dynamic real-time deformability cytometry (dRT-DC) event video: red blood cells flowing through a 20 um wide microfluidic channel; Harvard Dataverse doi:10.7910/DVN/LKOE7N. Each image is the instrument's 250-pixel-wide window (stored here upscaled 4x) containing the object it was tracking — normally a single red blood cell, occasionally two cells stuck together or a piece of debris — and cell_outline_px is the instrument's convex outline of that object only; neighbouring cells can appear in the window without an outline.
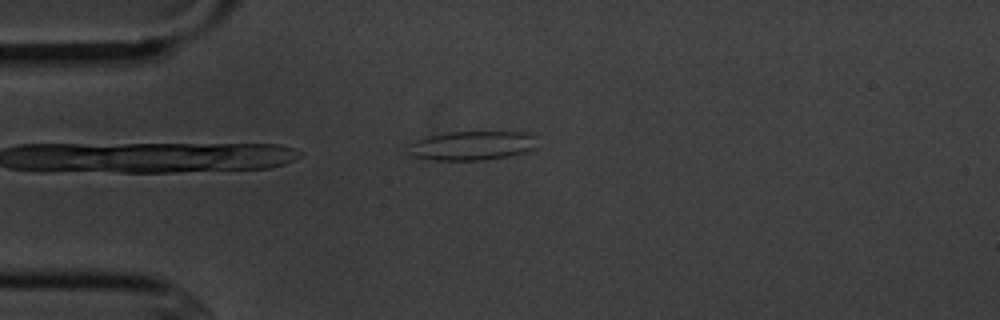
{"species": "common noctule bat (a hibernating species)", "species_latin": "Nyctalus noctula", "temperature_condition": "cold", "stored_images_in_passage": 4, "camera_frame_rate_fps": 3000, "um_per_image_px": 0.085, "animal": {"sex": "male", "body_mass_g": 20.1, "forearm_length_mm": 53.5}, "frame": {"image": 1, "passage_image": 2, "time_ms": 2.0, "image_size_px": [1000, 320], "cell_outline_px": [[536, 148], [524, 152], [508, 156], [480, 160], [436, 160], [408, 156], [408, 144], [416, 140], [428, 136], [448, 132], [528, 132], [536, 136]], "centroid_in_image_um": [40.1, 12.37], "position_along_channel_um": 44.9, "area_um2": 22.02}}
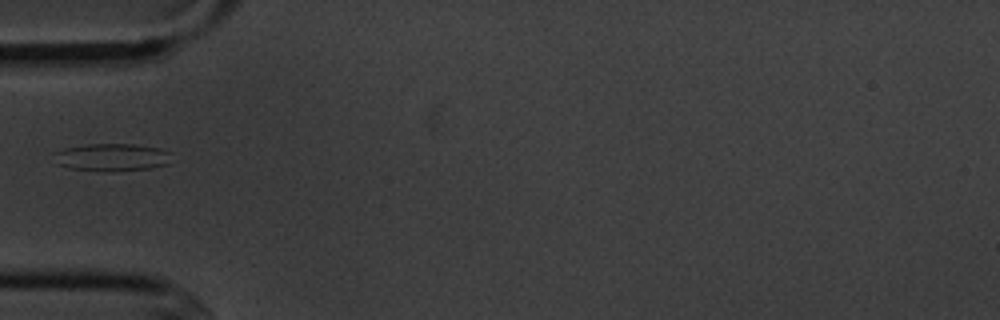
{"frame": {"image": 2, "passage_image": 3, "time_ms": 3.333, "image_size_px": [1000, 320], "cell_outline_px": [[172, 152], [168, 164], [152, 168], [116, 172], [100, 172], [68, 168], [56, 164], [52, 152], [64, 148], [88, 144], [132, 144], [160, 148]], "centroid_in_image_um": [9.48, 13.39], "position_along_channel_um": 75.5, "area_um2": 19.48}}
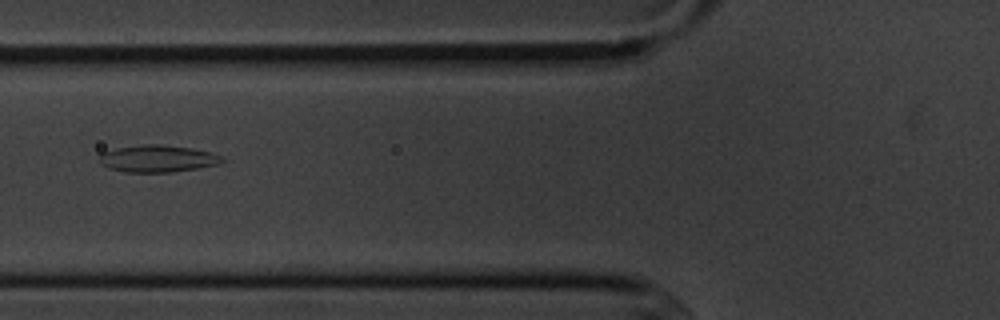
{"frame": {"image": 3, "passage_image": 4, "time_ms": 4.333, "image_size_px": [1000, 320], "cell_outline_px": [[228, 160], [216, 164], [196, 168], [172, 172], [124, 172], [108, 168], [100, 164], [96, 160], [100, 152], [116, 148], [144, 144], [160, 144], [192, 148], [212, 152]], "centroid_in_image_um": [13.33, 13.48], "position_along_channel_um": 112.5, "area_um2": 19.59}}